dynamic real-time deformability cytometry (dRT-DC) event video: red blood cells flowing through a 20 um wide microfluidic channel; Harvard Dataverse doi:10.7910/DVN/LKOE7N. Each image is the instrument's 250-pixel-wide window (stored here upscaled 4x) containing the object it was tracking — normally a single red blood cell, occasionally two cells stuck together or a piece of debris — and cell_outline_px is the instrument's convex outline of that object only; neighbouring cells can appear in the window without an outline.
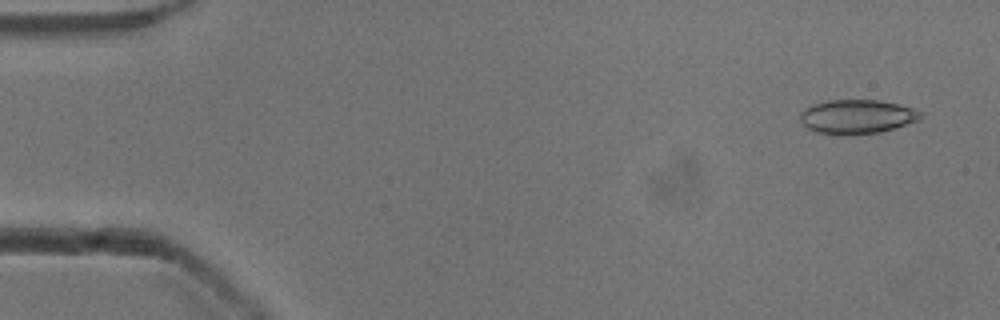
{"species": "common noctule bat (a hibernating species)", "species_latin": "Nyctalus noctula", "temperature_condition": "cold", "stored_images_in_passage": 52, "camera_frame_rate_fps": 3000, "um_per_image_px": 0.085, "animal": {"sex": "male", "body_mass_g": 13.3}, "frame": {"image": 1, "passage_image": 3, "time_ms": 0.667, "image_size_px": [1000, 320], "cell_outline_px": [[924, 116], [920, 120], [880, 132], [844, 136], [840, 136], [816, 132], [808, 128], [800, 120], [800, 112], [804, 108], [812, 104], [828, 100], [880, 100], [912, 108], [924, 112]], "centroid_in_image_um": [72.84, 9.92], "position_along_channel_um": 12.2, "area_um2": 24.28}}
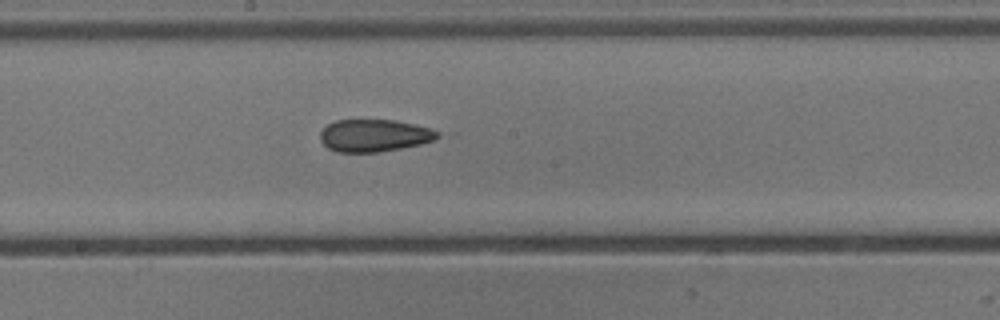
{"frame": {"image": 2, "passage_image": 28, "time_ms": 9.0, "image_size_px": [1000, 320], "cell_outline_px": [[444, 136], [436, 140], [420, 144], [380, 152], [336, 152], [328, 148], [320, 140], [320, 132], [328, 124], [336, 120], [396, 120], [428, 128], [440, 132]], "centroid_in_image_um": [31.84, 11.52], "position_along_channel_um": 216.4, "area_um2": 22.2}}
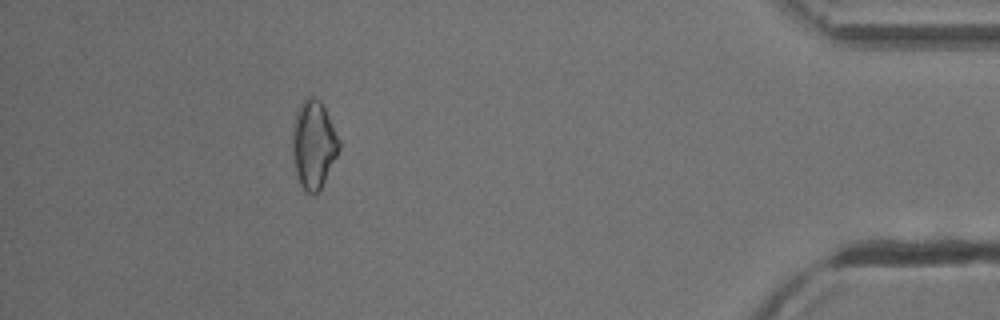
{"frame": {"image": 3, "passage_image": 47, "time_ms": 15.333, "image_size_px": [1000, 320], "cell_outline_px": [[340, 148], [320, 188], [316, 192], [308, 192], [300, 184], [296, 172], [292, 152], [292, 128], [296, 112], [300, 104], [308, 96], [312, 96], [320, 100], [340, 140]], "centroid_in_image_um": [26.63, 12.23], "position_along_channel_um": 408.6, "area_um2": 23.41}, "authors_computed_cell_mechanics": {"area_um2": 23.409, "velocity_mm_per_s": 3.9318, "shape_relaxation_time_tau1_ms": null, "shape_relaxation_time_tau2_ms": 3.6132, "deformation_change_tau1": null, "deformation_change_tau2": 0.0927}}